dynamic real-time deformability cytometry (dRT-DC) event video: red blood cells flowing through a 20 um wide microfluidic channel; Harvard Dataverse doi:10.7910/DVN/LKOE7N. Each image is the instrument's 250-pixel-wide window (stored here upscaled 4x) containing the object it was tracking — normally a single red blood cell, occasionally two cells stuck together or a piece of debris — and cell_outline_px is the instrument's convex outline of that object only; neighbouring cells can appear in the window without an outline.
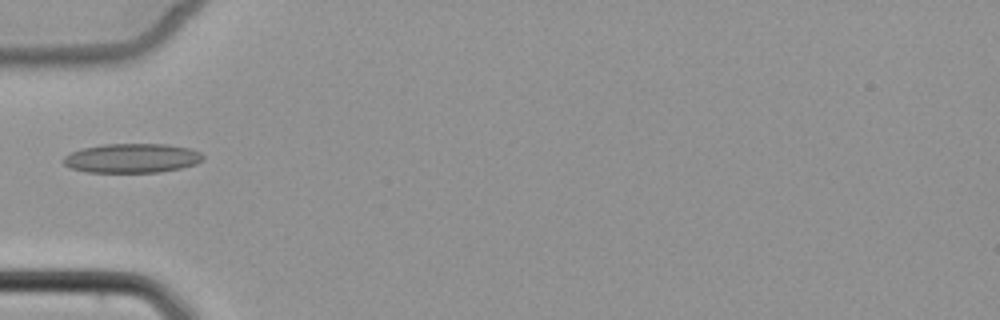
{"species": "common noctule bat (a hibernating species)", "species_latin": "Nyctalus noctula", "temperature_condition": "cold", "stored_images_in_passage": 5, "camera_frame_rate_fps": 3000, "um_per_image_px": 0.085, "animal": {"sex": "female", "body_mass_g": 22.7, "forearm_length_mm": 54.2}, "frame": {"image": 1, "passage_image": 5, "time_ms": 5.0, "image_size_px": [1000, 320], "cell_outline_px": [[204, 160], [196, 164], [180, 168], [160, 172], [88, 172], [68, 168], [60, 160], [64, 156], [80, 148], [104, 144], [168, 144], [188, 148], [200, 152], [204, 156]], "centroid_in_image_um": [11.19, 13.44], "position_along_channel_um": 73.8, "area_um2": 24.04}}